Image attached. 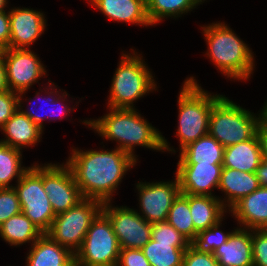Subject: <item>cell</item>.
Listing matches in <instances>:
<instances>
[{
	"label": "cell",
	"instance_id": "cell-1",
	"mask_svg": "<svg viewBox=\"0 0 267 266\" xmlns=\"http://www.w3.org/2000/svg\"><path fill=\"white\" fill-rule=\"evenodd\" d=\"M66 165L72 171L83 198L100 202L112 201L113 193L125 173L136 165L132 155L118 148L113 150H79L72 148Z\"/></svg>",
	"mask_w": 267,
	"mask_h": 266
},
{
	"label": "cell",
	"instance_id": "cell-2",
	"mask_svg": "<svg viewBox=\"0 0 267 266\" xmlns=\"http://www.w3.org/2000/svg\"><path fill=\"white\" fill-rule=\"evenodd\" d=\"M109 113L98 119L84 120L82 123L92 128L99 135L107 140L118 142V149L134 155L135 146L144 148L170 151H176L169 147L167 139L161 132L152 126L144 117L137 112L136 108H107Z\"/></svg>",
	"mask_w": 267,
	"mask_h": 266
},
{
	"label": "cell",
	"instance_id": "cell-3",
	"mask_svg": "<svg viewBox=\"0 0 267 266\" xmlns=\"http://www.w3.org/2000/svg\"><path fill=\"white\" fill-rule=\"evenodd\" d=\"M208 45L206 55L220 72L234 80H248L254 71V54L225 22L202 26Z\"/></svg>",
	"mask_w": 267,
	"mask_h": 266
},
{
	"label": "cell",
	"instance_id": "cell-4",
	"mask_svg": "<svg viewBox=\"0 0 267 266\" xmlns=\"http://www.w3.org/2000/svg\"><path fill=\"white\" fill-rule=\"evenodd\" d=\"M178 97V129L180 151L208 134L209 117L214 103L222 95H212L202 89L192 76L183 82Z\"/></svg>",
	"mask_w": 267,
	"mask_h": 266
},
{
	"label": "cell",
	"instance_id": "cell-5",
	"mask_svg": "<svg viewBox=\"0 0 267 266\" xmlns=\"http://www.w3.org/2000/svg\"><path fill=\"white\" fill-rule=\"evenodd\" d=\"M266 111V102L258 117L222 95L212 106L208 134L224 148L247 141L257 134L260 120Z\"/></svg>",
	"mask_w": 267,
	"mask_h": 266
},
{
	"label": "cell",
	"instance_id": "cell-6",
	"mask_svg": "<svg viewBox=\"0 0 267 266\" xmlns=\"http://www.w3.org/2000/svg\"><path fill=\"white\" fill-rule=\"evenodd\" d=\"M121 55V61L111 82L107 106L133 109V103L145 94L157 90V85L141 54L134 50L132 55Z\"/></svg>",
	"mask_w": 267,
	"mask_h": 266
},
{
	"label": "cell",
	"instance_id": "cell-7",
	"mask_svg": "<svg viewBox=\"0 0 267 266\" xmlns=\"http://www.w3.org/2000/svg\"><path fill=\"white\" fill-rule=\"evenodd\" d=\"M103 203L83 198L74 207L57 214L45 233L74 254L81 248L91 222L102 211Z\"/></svg>",
	"mask_w": 267,
	"mask_h": 266
},
{
	"label": "cell",
	"instance_id": "cell-8",
	"mask_svg": "<svg viewBox=\"0 0 267 266\" xmlns=\"http://www.w3.org/2000/svg\"><path fill=\"white\" fill-rule=\"evenodd\" d=\"M120 246L109 219L100 212L91 222L81 248L75 253V266H116Z\"/></svg>",
	"mask_w": 267,
	"mask_h": 266
},
{
	"label": "cell",
	"instance_id": "cell-9",
	"mask_svg": "<svg viewBox=\"0 0 267 266\" xmlns=\"http://www.w3.org/2000/svg\"><path fill=\"white\" fill-rule=\"evenodd\" d=\"M13 187L18 194L21 212L46 233L56 215L43 188V166H30Z\"/></svg>",
	"mask_w": 267,
	"mask_h": 266
},
{
	"label": "cell",
	"instance_id": "cell-10",
	"mask_svg": "<svg viewBox=\"0 0 267 266\" xmlns=\"http://www.w3.org/2000/svg\"><path fill=\"white\" fill-rule=\"evenodd\" d=\"M104 202L102 213L109 219L120 248L141 249L151 239L152 224L137 210L127 206L114 207Z\"/></svg>",
	"mask_w": 267,
	"mask_h": 266
},
{
	"label": "cell",
	"instance_id": "cell-11",
	"mask_svg": "<svg viewBox=\"0 0 267 266\" xmlns=\"http://www.w3.org/2000/svg\"><path fill=\"white\" fill-rule=\"evenodd\" d=\"M2 53L10 91H27L34 83H38L40 78L47 76L45 66L30 48H5Z\"/></svg>",
	"mask_w": 267,
	"mask_h": 266
},
{
	"label": "cell",
	"instance_id": "cell-12",
	"mask_svg": "<svg viewBox=\"0 0 267 266\" xmlns=\"http://www.w3.org/2000/svg\"><path fill=\"white\" fill-rule=\"evenodd\" d=\"M43 188L55 215L74 207L83 199L72 171L66 164H42Z\"/></svg>",
	"mask_w": 267,
	"mask_h": 266
},
{
	"label": "cell",
	"instance_id": "cell-13",
	"mask_svg": "<svg viewBox=\"0 0 267 266\" xmlns=\"http://www.w3.org/2000/svg\"><path fill=\"white\" fill-rule=\"evenodd\" d=\"M174 181L138 182L141 216L150 224L167 221L169 210L178 197L180 184L178 177Z\"/></svg>",
	"mask_w": 267,
	"mask_h": 266
},
{
	"label": "cell",
	"instance_id": "cell-14",
	"mask_svg": "<svg viewBox=\"0 0 267 266\" xmlns=\"http://www.w3.org/2000/svg\"><path fill=\"white\" fill-rule=\"evenodd\" d=\"M176 176L180 192L190 195L214 196L218 189L223 164L177 163Z\"/></svg>",
	"mask_w": 267,
	"mask_h": 266
},
{
	"label": "cell",
	"instance_id": "cell-15",
	"mask_svg": "<svg viewBox=\"0 0 267 266\" xmlns=\"http://www.w3.org/2000/svg\"><path fill=\"white\" fill-rule=\"evenodd\" d=\"M9 48L28 49L46 29L45 14L30 8L9 9Z\"/></svg>",
	"mask_w": 267,
	"mask_h": 266
},
{
	"label": "cell",
	"instance_id": "cell-16",
	"mask_svg": "<svg viewBox=\"0 0 267 266\" xmlns=\"http://www.w3.org/2000/svg\"><path fill=\"white\" fill-rule=\"evenodd\" d=\"M229 211L240 224V228L267 229V187L260 186L244 196Z\"/></svg>",
	"mask_w": 267,
	"mask_h": 266
},
{
	"label": "cell",
	"instance_id": "cell-17",
	"mask_svg": "<svg viewBox=\"0 0 267 266\" xmlns=\"http://www.w3.org/2000/svg\"><path fill=\"white\" fill-rule=\"evenodd\" d=\"M213 255L220 266H253L252 230L239 227L232 230L228 241Z\"/></svg>",
	"mask_w": 267,
	"mask_h": 266
},
{
	"label": "cell",
	"instance_id": "cell-18",
	"mask_svg": "<svg viewBox=\"0 0 267 266\" xmlns=\"http://www.w3.org/2000/svg\"><path fill=\"white\" fill-rule=\"evenodd\" d=\"M30 250L26 266H75V254L45 233L31 245Z\"/></svg>",
	"mask_w": 267,
	"mask_h": 266
},
{
	"label": "cell",
	"instance_id": "cell-19",
	"mask_svg": "<svg viewBox=\"0 0 267 266\" xmlns=\"http://www.w3.org/2000/svg\"><path fill=\"white\" fill-rule=\"evenodd\" d=\"M108 19L135 25L152 26L147 16L146 0H88Z\"/></svg>",
	"mask_w": 267,
	"mask_h": 266
},
{
	"label": "cell",
	"instance_id": "cell-20",
	"mask_svg": "<svg viewBox=\"0 0 267 266\" xmlns=\"http://www.w3.org/2000/svg\"><path fill=\"white\" fill-rule=\"evenodd\" d=\"M259 187L256 173L227 167L222 168L218 189L224 192L226 196L221 200L226 209L229 210L241 198L251 194Z\"/></svg>",
	"mask_w": 267,
	"mask_h": 266
},
{
	"label": "cell",
	"instance_id": "cell-21",
	"mask_svg": "<svg viewBox=\"0 0 267 266\" xmlns=\"http://www.w3.org/2000/svg\"><path fill=\"white\" fill-rule=\"evenodd\" d=\"M6 136L0 142L22 151V148L35 146L42 138L43 130L19 109L0 129Z\"/></svg>",
	"mask_w": 267,
	"mask_h": 266
},
{
	"label": "cell",
	"instance_id": "cell-22",
	"mask_svg": "<svg viewBox=\"0 0 267 266\" xmlns=\"http://www.w3.org/2000/svg\"><path fill=\"white\" fill-rule=\"evenodd\" d=\"M263 159L257 134L247 141L224 148L223 167L256 173Z\"/></svg>",
	"mask_w": 267,
	"mask_h": 266
},
{
	"label": "cell",
	"instance_id": "cell-23",
	"mask_svg": "<svg viewBox=\"0 0 267 266\" xmlns=\"http://www.w3.org/2000/svg\"><path fill=\"white\" fill-rule=\"evenodd\" d=\"M218 197V198H217ZM219 196H202L189 194V207L195 228V237L201 231L220 221L227 212Z\"/></svg>",
	"mask_w": 267,
	"mask_h": 266
},
{
	"label": "cell",
	"instance_id": "cell-24",
	"mask_svg": "<svg viewBox=\"0 0 267 266\" xmlns=\"http://www.w3.org/2000/svg\"><path fill=\"white\" fill-rule=\"evenodd\" d=\"M178 163L223 164L224 147L210 134L179 152Z\"/></svg>",
	"mask_w": 267,
	"mask_h": 266
},
{
	"label": "cell",
	"instance_id": "cell-25",
	"mask_svg": "<svg viewBox=\"0 0 267 266\" xmlns=\"http://www.w3.org/2000/svg\"><path fill=\"white\" fill-rule=\"evenodd\" d=\"M42 234L43 232L22 212L13 215L0 225V237L10 246L26 243L32 245Z\"/></svg>",
	"mask_w": 267,
	"mask_h": 266
},
{
	"label": "cell",
	"instance_id": "cell-26",
	"mask_svg": "<svg viewBox=\"0 0 267 266\" xmlns=\"http://www.w3.org/2000/svg\"><path fill=\"white\" fill-rule=\"evenodd\" d=\"M190 243H158L152 239L141 248L151 266H182Z\"/></svg>",
	"mask_w": 267,
	"mask_h": 266
},
{
	"label": "cell",
	"instance_id": "cell-27",
	"mask_svg": "<svg viewBox=\"0 0 267 266\" xmlns=\"http://www.w3.org/2000/svg\"><path fill=\"white\" fill-rule=\"evenodd\" d=\"M205 0H146L147 16L150 23L158 24L164 18L180 17L191 12Z\"/></svg>",
	"mask_w": 267,
	"mask_h": 266
},
{
	"label": "cell",
	"instance_id": "cell-28",
	"mask_svg": "<svg viewBox=\"0 0 267 266\" xmlns=\"http://www.w3.org/2000/svg\"><path fill=\"white\" fill-rule=\"evenodd\" d=\"M22 151L0 142V188L13 187L10 182L22 175L30 167H22Z\"/></svg>",
	"mask_w": 267,
	"mask_h": 266
},
{
	"label": "cell",
	"instance_id": "cell-29",
	"mask_svg": "<svg viewBox=\"0 0 267 266\" xmlns=\"http://www.w3.org/2000/svg\"><path fill=\"white\" fill-rule=\"evenodd\" d=\"M167 222L190 242L195 238V228L189 207V194L180 193L174 200L169 210Z\"/></svg>",
	"mask_w": 267,
	"mask_h": 266
},
{
	"label": "cell",
	"instance_id": "cell-30",
	"mask_svg": "<svg viewBox=\"0 0 267 266\" xmlns=\"http://www.w3.org/2000/svg\"><path fill=\"white\" fill-rule=\"evenodd\" d=\"M51 81L49 80V83H48V86H49V89H47L46 91H45V93H47L48 94V97H47V99L45 98V100H46V102H50L49 104H53V107H56V106H60V108H62V109H60L59 108V110H61L62 112H61V114L62 115H64L65 117L66 116H68L69 115V113H70V111L73 109L74 110V106H73V108H71V107H69V106H67V104H62L61 102H64L65 100L66 101H68L65 97L66 96H68V93H66V91H64L63 93H62V91H61V93H60V91H57V88L56 89H54L55 87H53V85H54V83H50ZM51 87V88H50ZM54 90V91H51V90ZM50 90V91H49ZM27 91H23V92H20V93H18V109L22 112V113H24L27 117H29L39 128H41L42 130L44 129V124H43V120H46L45 118H51V119H49V121L51 120L52 121V116L54 115V114H56V113H54V111L52 110V112L54 113H50L51 115H46V116H40L39 114H37L35 111H33V109H29V110H23L22 108H23V106H22V96L23 95H25V93H26ZM61 95H60V94ZM56 95V96H55ZM61 101V102H60ZM58 103H61L60 105H58ZM35 106V104L33 105V107ZM57 108V107H56ZM54 110H55V108H54ZM57 110H58V108H57ZM59 112V111H58ZM68 114V115H67ZM45 115V114H44ZM59 115V114H58ZM56 116V115H55ZM54 116V117H55ZM57 117V116H56ZM54 118L53 120H57V118Z\"/></svg>",
	"mask_w": 267,
	"mask_h": 266
},
{
	"label": "cell",
	"instance_id": "cell-31",
	"mask_svg": "<svg viewBox=\"0 0 267 266\" xmlns=\"http://www.w3.org/2000/svg\"><path fill=\"white\" fill-rule=\"evenodd\" d=\"M224 218L212 225L210 228L201 231L190 242V245L200 253L214 254V251L222 244L228 241L232 232H223L220 230L221 222Z\"/></svg>",
	"mask_w": 267,
	"mask_h": 266
},
{
	"label": "cell",
	"instance_id": "cell-32",
	"mask_svg": "<svg viewBox=\"0 0 267 266\" xmlns=\"http://www.w3.org/2000/svg\"><path fill=\"white\" fill-rule=\"evenodd\" d=\"M20 212L21 206L15 188H0V225Z\"/></svg>",
	"mask_w": 267,
	"mask_h": 266
},
{
	"label": "cell",
	"instance_id": "cell-33",
	"mask_svg": "<svg viewBox=\"0 0 267 266\" xmlns=\"http://www.w3.org/2000/svg\"><path fill=\"white\" fill-rule=\"evenodd\" d=\"M151 239L158 243H190L184 235L167 221L152 224Z\"/></svg>",
	"mask_w": 267,
	"mask_h": 266
},
{
	"label": "cell",
	"instance_id": "cell-34",
	"mask_svg": "<svg viewBox=\"0 0 267 266\" xmlns=\"http://www.w3.org/2000/svg\"><path fill=\"white\" fill-rule=\"evenodd\" d=\"M253 266H267V229H252Z\"/></svg>",
	"mask_w": 267,
	"mask_h": 266
},
{
	"label": "cell",
	"instance_id": "cell-35",
	"mask_svg": "<svg viewBox=\"0 0 267 266\" xmlns=\"http://www.w3.org/2000/svg\"><path fill=\"white\" fill-rule=\"evenodd\" d=\"M182 266H220L213 254L200 253L191 245L185 250Z\"/></svg>",
	"mask_w": 267,
	"mask_h": 266
},
{
	"label": "cell",
	"instance_id": "cell-36",
	"mask_svg": "<svg viewBox=\"0 0 267 266\" xmlns=\"http://www.w3.org/2000/svg\"><path fill=\"white\" fill-rule=\"evenodd\" d=\"M18 109V93L7 90L0 93V129Z\"/></svg>",
	"mask_w": 267,
	"mask_h": 266
},
{
	"label": "cell",
	"instance_id": "cell-37",
	"mask_svg": "<svg viewBox=\"0 0 267 266\" xmlns=\"http://www.w3.org/2000/svg\"><path fill=\"white\" fill-rule=\"evenodd\" d=\"M116 266H151L141 249L120 248Z\"/></svg>",
	"mask_w": 267,
	"mask_h": 266
},
{
	"label": "cell",
	"instance_id": "cell-38",
	"mask_svg": "<svg viewBox=\"0 0 267 266\" xmlns=\"http://www.w3.org/2000/svg\"><path fill=\"white\" fill-rule=\"evenodd\" d=\"M6 11H0V47L2 49L9 48L10 41L9 11Z\"/></svg>",
	"mask_w": 267,
	"mask_h": 266
},
{
	"label": "cell",
	"instance_id": "cell-39",
	"mask_svg": "<svg viewBox=\"0 0 267 266\" xmlns=\"http://www.w3.org/2000/svg\"><path fill=\"white\" fill-rule=\"evenodd\" d=\"M257 136L260 142L263 158H267V111L263 114L258 129Z\"/></svg>",
	"mask_w": 267,
	"mask_h": 266
},
{
	"label": "cell",
	"instance_id": "cell-40",
	"mask_svg": "<svg viewBox=\"0 0 267 266\" xmlns=\"http://www.w3.org/2000/svg\"><path fill=\"white\" fill-rule=\"evenodd\" d=\"M258 183L262 187H267V158H263L256 170Z\"/></svg>",
	"mask_w": 267,
	"mask_h": 266
},
{
	"label": "cell",
	"instance_id": "cell-41",
	"mask_svg": "<svg viewBox=\"0 0 267 266\" xmlns=\"http://www.w3.org/2000/svg\"><path fill=\"white\" fill-rule=\"evenodd\" d=\"M9 90L6 79V70L4 65L3 53H0V93Z\"/></svg>",
	"mask_w": 267,
	"mask_h": 266
},
{
	"label": "cell",
	"instance_id": "cell-42",
	"mask_svg": "<svg viewBox=\"0 0 267 266\" xmlns=\"http://www.w3.org/2000/svg\"><path fill=\"white\" fill-rule=\"evenodd\" d=\"M8 0H0V11L4 10L5 7L7 6Z\"/></svg>",
	"mask_w": 267,
	"mask_h": 266
}]
</instances>
